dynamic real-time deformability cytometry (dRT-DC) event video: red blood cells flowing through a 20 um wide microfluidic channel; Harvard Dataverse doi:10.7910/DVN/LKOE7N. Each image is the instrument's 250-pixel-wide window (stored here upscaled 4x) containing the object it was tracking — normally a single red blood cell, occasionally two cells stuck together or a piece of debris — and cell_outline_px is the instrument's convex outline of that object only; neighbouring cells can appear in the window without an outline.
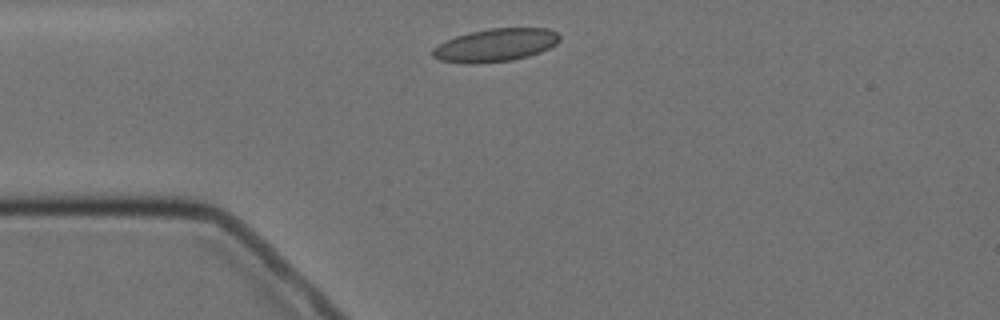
{"species": "Egyptian fruit bat (a non-hibernating species)", "species_latin": "Rousettus aegyptiacus", "temperature_condition": "cold", "stored_images_in_passage": 4, "camera_frame_rate_fps": 3000, "um_per_image_px": 0.085, "animal": {"sex": "female"}, "frame": {"image": 1, "passage_image": 1, "time_ms": 0.0, "image_size_px": [1000, 320], "cell_outline_px": [[560, 40], [556, 44], [540, 52], [528, 56], [512, 60], [476, 64], [464, 64], [440, 60], [432, 56], [432, 48], [444, 40], [456, 36], [472, 32], [492, 28], [548, 28], [556, 32], [560, 36]], "centroid_in_image_um": [42.09, 3.84], "position_along_channel_um": 42.9, "area_um2": 24.51}}
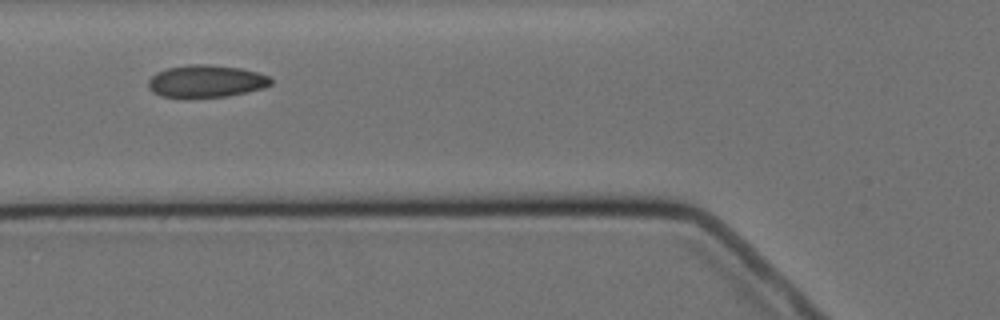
{"frame": {"image": 2, "passage_image": 3, "time_ms": 2.333, "image_size_px": [1000, 320], "cell_outline_px": [[272, 84], [264, 88], [228, 96], [188, 100], [160, 96], [152, 92], [148, 88], [148, 80], [156, 72], [168, 68], [188, 64], [204, 64], [240, 68], [256, 72], [268, 76], [272, 80]], "centroid_in_image_um": [17.46, 6.94], "position_along_channel_um": 108.3, "area_um2": 23.76}}
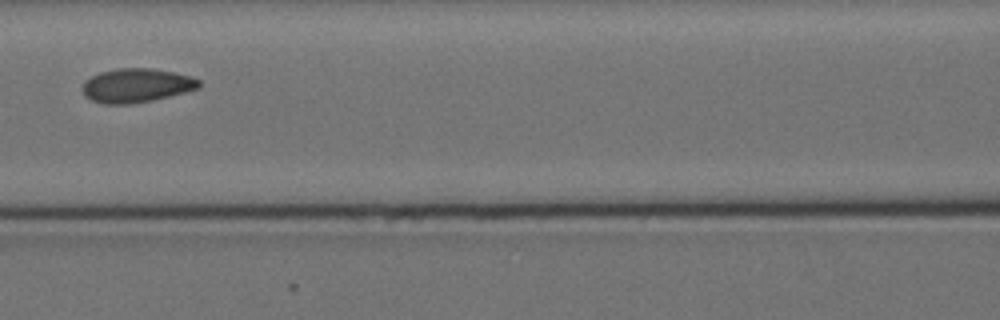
{"frame": {"image": 3, "passage_image": 4, "time_ms": 3.667, "image_size_px": [1000, 320], "cell_outline_px": [[200, 88], [152, 100], [132, 104], [104, 104], [92, 100], [84, 96], [84, 80], [100, 72], [116, 68], [152, 68], [172, 72], [188, 76], [200, 80]], "centroid_in_image_um": [11.58, 7.26], "position_along_channel_um": 155.0, "area_um2": 22.89}}